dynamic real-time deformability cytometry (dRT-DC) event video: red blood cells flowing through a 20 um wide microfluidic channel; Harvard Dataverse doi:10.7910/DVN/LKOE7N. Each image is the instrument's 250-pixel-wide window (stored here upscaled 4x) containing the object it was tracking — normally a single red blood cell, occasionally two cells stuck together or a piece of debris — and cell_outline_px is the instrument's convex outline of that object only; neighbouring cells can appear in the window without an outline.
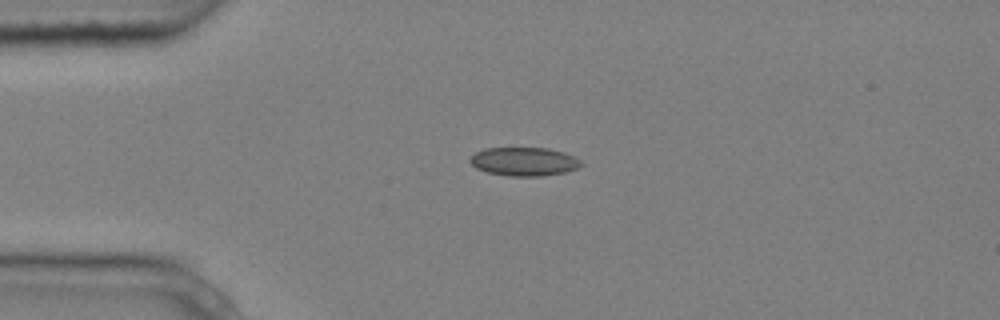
{"species": "common noctule bat (a hibernating species)", "species_latin": "Nyctalus noctula", "temperature_condition": "cold", "stored_images_in_passage": 7, "camera_frame_rate_fps": 3000, "um_per_image_px": 0.085, "animal": {"sex": "male", "body_mass_g": 20.4}, "frame": {"image": 1, "passage_image": 3, "time_ms": 0.667, "image_size_px": [1000, 320], "cell_outline_px": [[584, 164], [576, 168], [564, 172], [540, 176], [508, 176], [488, 172], [476, 168], [468, 160], [476, 152], [484, 148], [548, 148], [564, 152], [580, 160]], "centroid_in_image_um": [44.53, 13.73], "position_along_channel_um": 40.5, "area_um2": 18.38}}
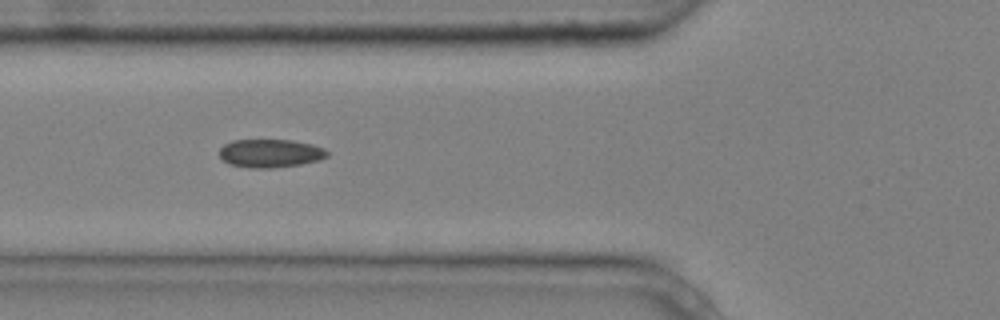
{"frame": {"image": 2, "passage_image": 5, "time_ms": 1.333, "image_size_px": [1000, 320], "cell_outline_px": [[328, 156], [320, 160], [300, 164], [272, 168], [248, 168], [228, 164], [220, 156], [220, 148], [224, 144], [232, 140], [292, 140], [312, 144], [324, 148], [328, 152]], "centroid_in_image_um": [22.98, 13.03], "position_along_channel_um": 102.8, "area_um2": 17.86}}